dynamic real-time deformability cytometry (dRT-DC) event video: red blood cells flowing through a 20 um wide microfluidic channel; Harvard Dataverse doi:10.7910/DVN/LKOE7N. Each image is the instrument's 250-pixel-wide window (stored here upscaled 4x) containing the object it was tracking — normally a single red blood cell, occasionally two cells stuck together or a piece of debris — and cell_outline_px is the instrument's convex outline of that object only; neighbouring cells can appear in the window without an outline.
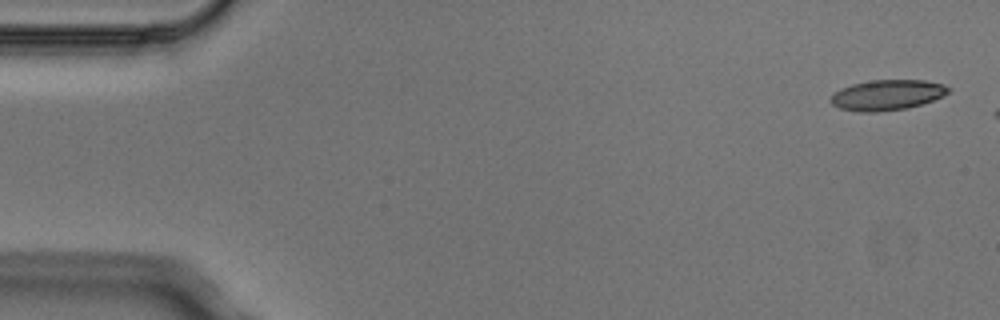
{"species": "Egyptian fruit bat (a non-hibernating species)", "species_latin": "Rousettus aegyptiacus", "temperature_condition": "cold", "stored_images_in_passage": 3, "camera_frame_rate_fps": 3000, "um_per_image_px": 0.085, "animal": {"sex": "male"}, "frame": {"image": 1, "passage_image": 1, "time_ms": 0.0, "image_size_px": [1000, 320], "cell_outline_px": [[952, 88], [948, 92], [932, 100], [908, 108], [876, 112], [856, 112], [840, 108], [832, 104], [832, 96], [836, 92], [852, 84], [872, 80], [924, 80], [944, 84]], "centroid_in_image_um": [75.43, 8.07], "position_along_channel_um": 9.6, "area_um2": 20.58}}